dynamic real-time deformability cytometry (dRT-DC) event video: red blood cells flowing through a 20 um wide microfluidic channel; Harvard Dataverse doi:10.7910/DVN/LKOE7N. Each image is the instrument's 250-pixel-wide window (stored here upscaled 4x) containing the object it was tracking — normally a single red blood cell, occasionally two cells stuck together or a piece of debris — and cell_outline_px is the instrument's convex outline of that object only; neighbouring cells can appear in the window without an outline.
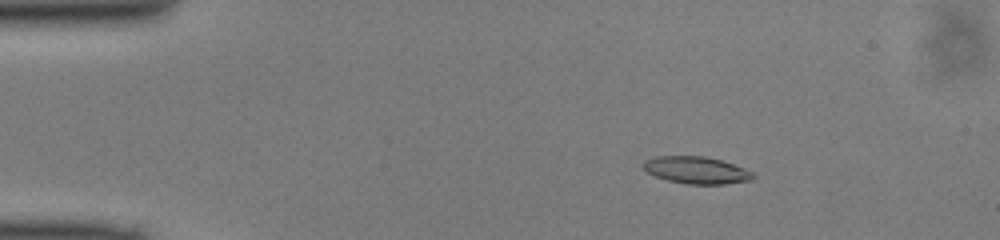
{"species": "common noctule bat (a hibernating species)", "species_latin": "Nyctalus noctula", "temperature_condition": "cold", "stored_images_in_passage": 49, "camera_frame_rate_fps": 3000, "um_per_image_px": 0.085, "animal": {"sex": "male", "body_mass_g": 13.0, "forearm_length_mm": 53.1}, "frame": {"image": 1, "passage_image": 8, "time_ms": 2.333, "image_size_px": [1000, 240], "cell_outline_px": [[756, 176], [752, 180], [724, 184], [688, 184], [668, 180], [656, 176], [640, 168], [644, 160], [656, 156], [704, 156], [720, 160], [744, 168], [752, 172]], "centroid_in_image_um": [59.17, 14.46], "position_along_channel_um": 25.8, "area_um2": 17.34}}
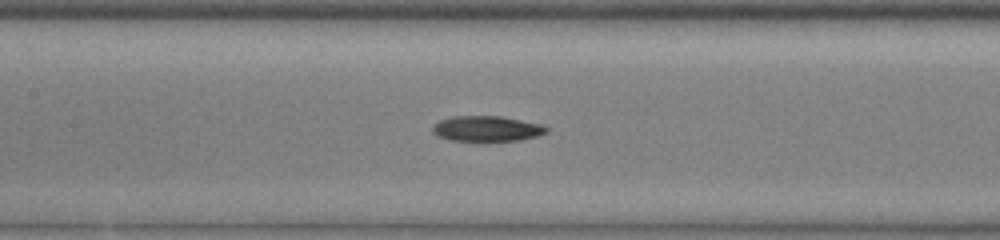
{"frame": {"image": 2, "passage_image": 23, "time_ms": 7.333, "image_size_px": [1000, 240], "cell_outline_px": [[548, 132], [536, 136], [520, 140], [480, 144], [448, 140], [436, 136], [432, 132], [432, 128], [440, 120], [452, 116], [500, 116], [540, 124], [548, 128]], "centroid_in_image_um": [41.33, 10.99], "position_along_channel_um": 166.1, "area_um2": 17.69}}
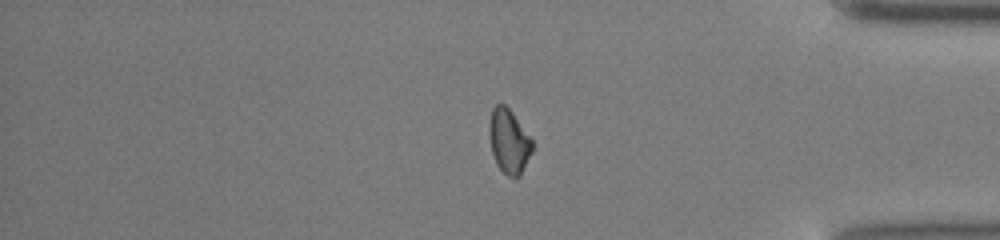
{"frame": {"image": 3, "passage_image": 41, "time_ms": 13.333, "image_size_px": [1000, 240], "cell_outline_px": [[532, 152], [520, 176], [516, 180], [508, 176], [496, 164], [492, 152], [488, 136], [488, 124], [492, 108], [496, 104], [504, 104], [512, 112], [532, 140]], "centroid_in_image_um": [43.23, 12.02], "position_along_channel_um": 392.0, "area_um2": 16.24}}